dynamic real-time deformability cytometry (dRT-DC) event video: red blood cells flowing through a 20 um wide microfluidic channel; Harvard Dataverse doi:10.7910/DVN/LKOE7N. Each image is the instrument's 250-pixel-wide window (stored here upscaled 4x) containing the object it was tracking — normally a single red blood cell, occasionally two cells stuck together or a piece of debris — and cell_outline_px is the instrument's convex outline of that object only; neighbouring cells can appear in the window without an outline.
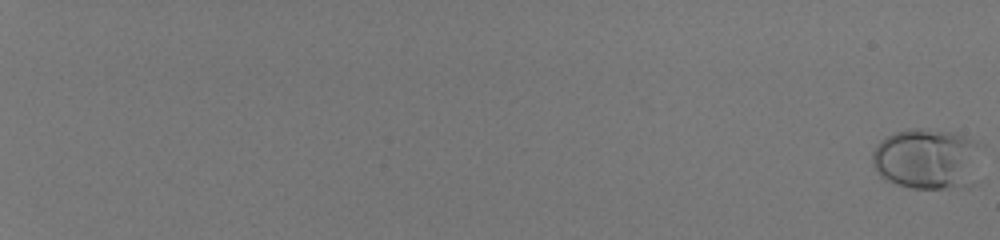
{"species": "human", "species_latin": "Homo sapiens", "temperature_condition": "room temperature", "stored_images_in_passage": 58, "camera_frame_rate_fps": 3000, "um_per_image_px": 0.085, "donor": {"sex": "male"}, "frame": {"image": 1, "passage_image": 1, "time_ms": 0.0, "image_size_px": [1000, 240], "cell_outline_px": [[980, 180], [976, 184], [968, 188], [912, 188], [896, 184], [880, 176], [872, 164], [872, 152], [876, 144], [880, 140], [896, 132], [908, 128], [920, 128], [956, 132], [976, 140]], "centroid_in_image_um": [78.85, 13.53], "position_along_channel_um": 6.2, "area_um2": 39.65}}
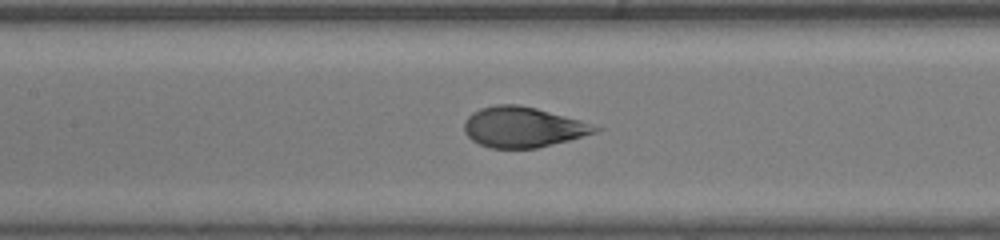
{"frame": {"image": 2, "passage_image": 35, "time_ms": 11.333, "image_size_px": [1000, 240], "cell_outline_px": [[604, 128], [596, 132], [568, 140], [536, 148], [492, 148], [480, 144], [472, 140], [464, 132], [464, 120], [472, 112], [480, 108], [496, 104], [516, 104], [536, 108], [580, 120]], "centroid_in_image_um": [44.42, 10.8], "position_along_channel_um": 163.0, "area_um2": 30.69}}
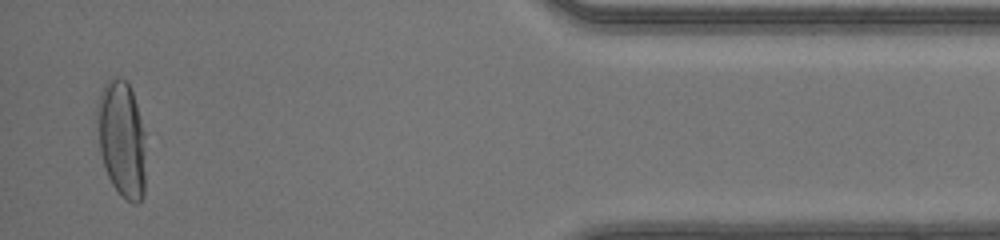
{"frame": {"image": 3, "passage_image": 57, "time_ms": 18.667, "image_size_px": [1000, 240], "cell_outline_px": [[144, 192], [140, 200], [136, 204], [132, 204], [120, 196], [112, 184], [108, 176], [100, 152], [96, 112], [96, 104], [100, 92], [104, 84], [108, 80], [116, 76], [120, 76], [128, 80], [136, 104], [144, 132]], "centroid_in_image_um": [10.33, 11.78], "position_along_channel_um": 424.9, "area_um2": 33.12}, "authors_computed_cell_mechanics": {"area_um2": 31.4721, "velocity_mm_per_s": 4.1539, "shape_relaxation_time_tau1_ms": 3.884, "shape_relaxation_time_tau2_ms": null, "deformation_change_tau1": 0.1824, "deformation_change_tau2": null}}